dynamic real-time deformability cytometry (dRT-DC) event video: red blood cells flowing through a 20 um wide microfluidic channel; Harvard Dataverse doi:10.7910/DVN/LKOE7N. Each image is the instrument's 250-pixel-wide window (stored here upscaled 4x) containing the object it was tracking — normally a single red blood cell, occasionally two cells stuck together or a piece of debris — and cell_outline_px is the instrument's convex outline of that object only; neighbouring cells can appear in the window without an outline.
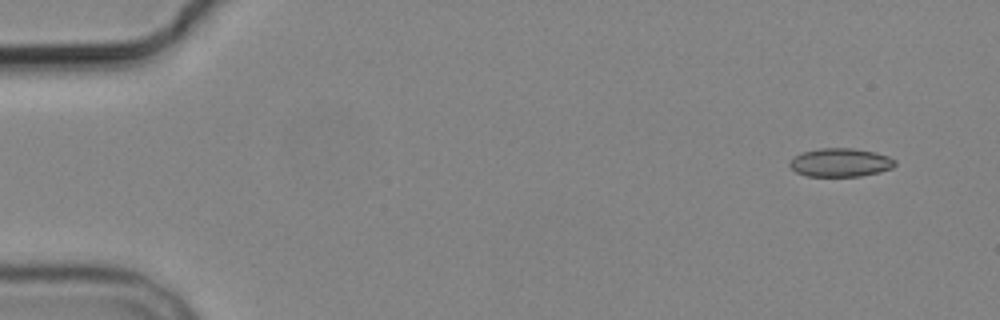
{"species": "common noctule bat (a hibernating species)", "species_latin": "Nyctalus noctula", "temperature_condition": "cold", "stored_images_in_passage": 4, "camera_frame_rate_fps": 3000, "um_per_image_px": 0.085, "animal": {"sex": "male", "body_mass_g": 19.2, "forearm_length_mm": 51.8}, "frame": {"image": 1, "passage_image": 1, "time_ms": 0.0, "image_size_px": [1000, 320], "cell_outline_px": [[896, 164], [892, 168], [880, 172], [860, 176], [808, 176], [796, 172], [788, 164], [792, 156], [804, 152], [820, 148], [852, 148], [876, 152], [888, 156], [896, 160]], "centroid_in_image_um": [71.44, 13.81], "position_along_channel_um": 13.6, "area_um2": 17.57}}
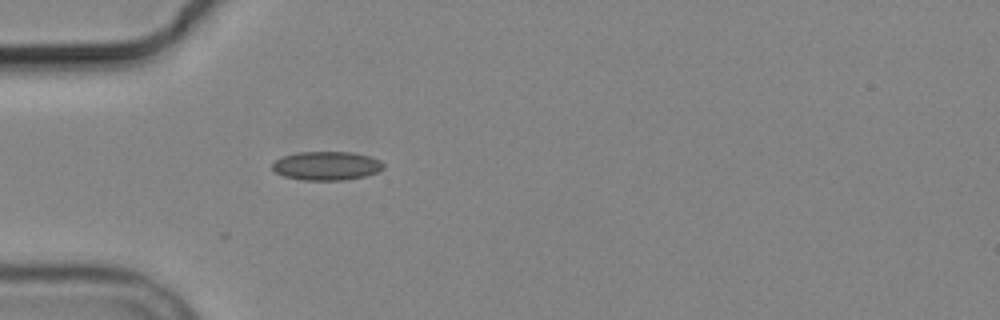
{"frame": {"image": 2, "passage_image": 4, "time_ms": 4.333, "image_size_px": [1000, 320], "cell_outline_px": [[384, 168], [376, 172], [364, 176], [344, 180], [304, 180], [284, 176], [276, 172], [272, 168], [272, 164], [276, 160], [284, 156], [300, 152], [352, 152], [368, 156], [380, 160], [384, 164]], "centroid_in_image_um": [27.77, 14.09], "position_along_channel_um": 57.2, "area_um2": 18.44}}